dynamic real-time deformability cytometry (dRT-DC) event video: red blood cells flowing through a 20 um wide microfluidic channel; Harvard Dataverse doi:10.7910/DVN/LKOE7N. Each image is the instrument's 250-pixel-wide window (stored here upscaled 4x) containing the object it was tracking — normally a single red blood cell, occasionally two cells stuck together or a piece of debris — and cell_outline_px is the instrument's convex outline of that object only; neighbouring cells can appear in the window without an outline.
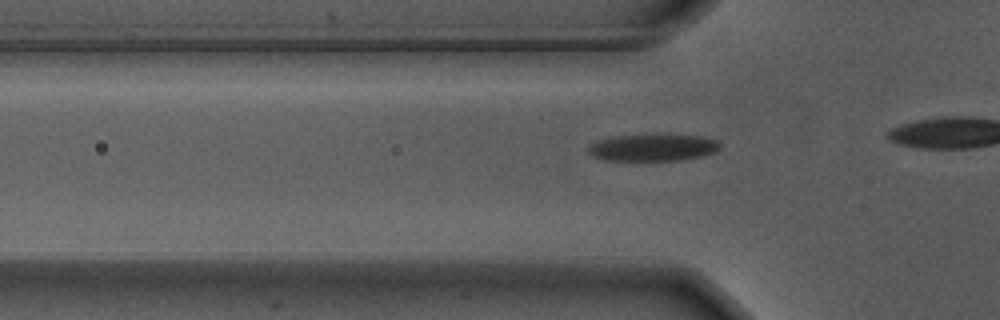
{"species": "Egyptian fruit bat (a non-hibernating species)", "species_latin": "Rousettus aegyptiacus", "temperature_condition": "warm", "stored_images_in_passage": 15, "camera_frame_rate_fps": 3000, "um_per_image_px": 0.085, "animal": {"sex": "male"}, "frame": {"image": 1, "passage_image": 9, "time_ms": 2.667, "image_size_px": [1000, 320], "cell_outline_px": [[720, 148], [716, 152], [700, 156], [680, 160], [604, 160], [592, 156], [588, 152], [588, 144], [596, 140], [616, 136], [700, 136], [716, 140], [720, 144]], "centroid_in_image_um": [55.44, 12.56], "position_along_channel_um": 70.4, "area_um2": 20.23}}
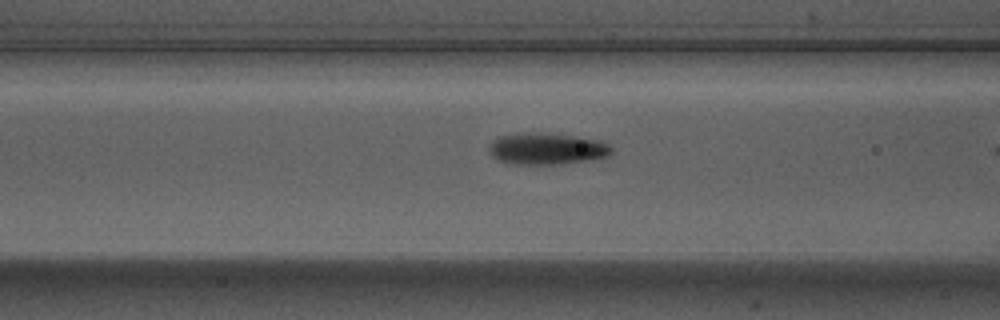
{"frame": {"image": 2, "passage_image": 13, "time_ms": 4.0, "image_size_px": [1000, 320], "cell_outline_px": [[612, 152], [608, 156], [588, 160], [564, 164], [512, 164], [496, 160], [488, 152], [488, 144], [492, 140], [500, 136], [524, 132], [536, 132], [572, 136], [600, 140], [608, 144], [612, 148]], "centroid_in_image_um": [46.42, 12.65], "position_along_channel_um": 120.2, "area_um2": 22.77}}